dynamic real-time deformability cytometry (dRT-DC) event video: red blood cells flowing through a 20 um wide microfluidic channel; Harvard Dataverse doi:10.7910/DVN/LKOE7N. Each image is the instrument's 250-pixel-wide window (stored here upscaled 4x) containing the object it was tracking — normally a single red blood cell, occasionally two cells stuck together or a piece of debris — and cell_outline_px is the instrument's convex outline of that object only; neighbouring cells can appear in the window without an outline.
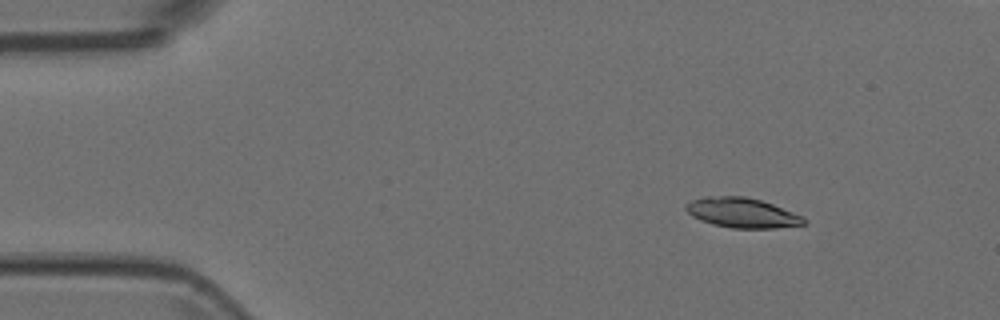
{"species": "Egyptian fruit bat (a non-hibernating species)", "species_latin": "Rousettus aegyptiacus", "temperature_condition": "room temperature", "stored_images_in_passage": 4, "segment_of_instrument_passage": [1, 2], "camera_frame_rate_fps": 3000, "um_per_image_px": 0.085, "animal": {"sex": "female"}, "frame": {"image": 1, "passage_image": 1, "time_ms": 0.0, "image_size_px": [1000, 320], "cell_outline_px": [[808, 224], [776, 228], [732, 228], [712, 224], [700, 220], [692, 216], [684, 208], [684, 204], [692, 200], [704, 196], [744, 196], [760, 200], [772, 204], [804, 216], [808, 220]], "centroid_in_image_um": [63.09, 18.09], "position_along_channel_um": 21.9, "area_um2": 20.75}}